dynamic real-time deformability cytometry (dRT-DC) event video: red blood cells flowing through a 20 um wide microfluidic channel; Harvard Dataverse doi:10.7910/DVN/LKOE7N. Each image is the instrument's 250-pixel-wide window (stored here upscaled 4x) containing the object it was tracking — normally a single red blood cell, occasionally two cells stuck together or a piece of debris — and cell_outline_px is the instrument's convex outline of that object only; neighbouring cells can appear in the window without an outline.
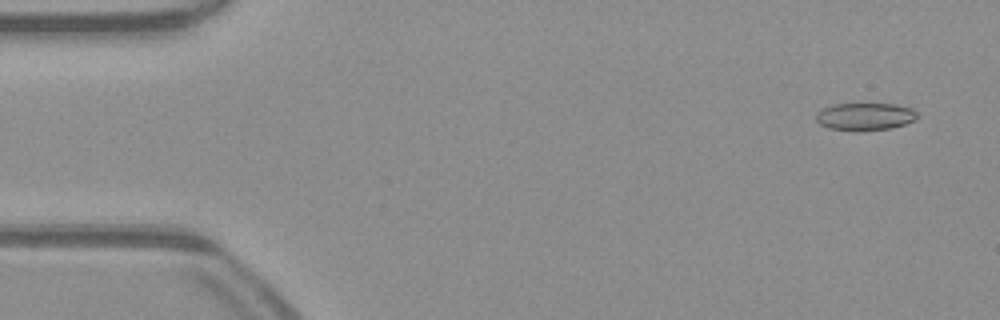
{"species": "common noctule bat (a hibernating species)", "species_latin": "Nyctalus noctula", "temperature_condition": "warm", "stored_images_in_passage": 51, "camera_frame_rate_fps": 3000, "um_per_image_px": 0.085, "animal": {"sex": "male", "body_mass_g": 23.1, "forearm_length_mm": 52.7}, "frame": {"image": 1, "passage_image": 3, "time_ms": 0.667, "image_size_px": [1000, 320], "cell_outline_px": [[916, 120], [892, 128], [860, 132], [856, 132], [828, 128], [820, 124], [816, 120], [816, 112], [820, 108], [832, 104], [896, 104], [912, 108], [916, 112]], "centroid_in_image_um": [73.48, 9.92], "position_along_channel_um": 11.5, "area_um2": 16.59}}
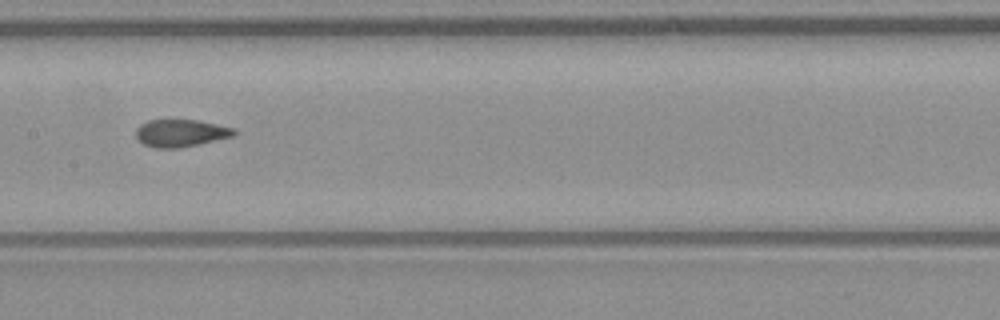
{"frame": {"image": 2, "passage_image": 25, "time_ms": 8.0, "image_size_px": [1000, 320], "cell_outline_px": [[236, 132], [232, 136], [200, 144], [180, 148], [156, 148], [144, 144], [136, 136], [136, 128], [140, 124], [148, 120], [196, 120], [216, 124], [232, 128]], "centroid_in_image_um": [15.33, 11.31], "position_along_channel_um": 192.1, "area_um2": 15.49}}
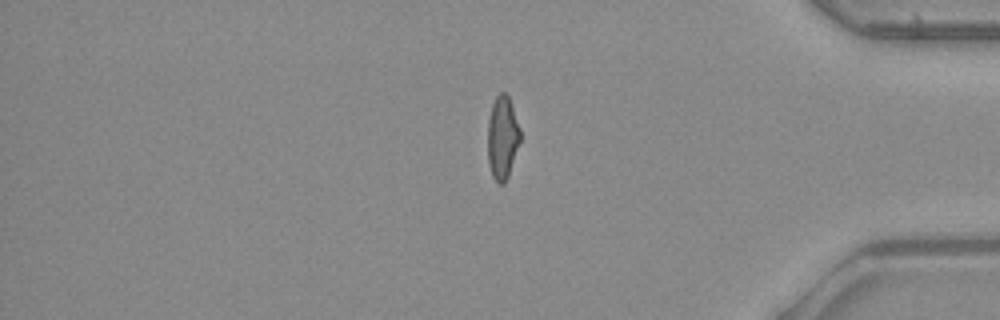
{"frame": {"image": 3, "passage_image": 42, "time_ms": 13.667, "image_size_px": [1000, 320], "cell_outline_px": [[520, 140], [508, 176], [504, 184], [500, 184], [492, 176], [488, 164], [488, 120], [492, 104], [496, 96], [500, 92], [504, 92], [508, 96], [520, 128]], "centroid_in_image_um": [42.69, 11.7], "position_along_channel_um": 392.5, "area_um2": 15.61}, "authors_computed_cell_mechanics": {"area_um2": 16.473, "velocity_mm_per_s": 4.0871, "shape_relaxation_time_tau1_ms": null, "shape_relaxation_time_tau2_ms": 1.0976, "deformation_change_tau1": null, "deformation_change_tau2": 0.0471}}